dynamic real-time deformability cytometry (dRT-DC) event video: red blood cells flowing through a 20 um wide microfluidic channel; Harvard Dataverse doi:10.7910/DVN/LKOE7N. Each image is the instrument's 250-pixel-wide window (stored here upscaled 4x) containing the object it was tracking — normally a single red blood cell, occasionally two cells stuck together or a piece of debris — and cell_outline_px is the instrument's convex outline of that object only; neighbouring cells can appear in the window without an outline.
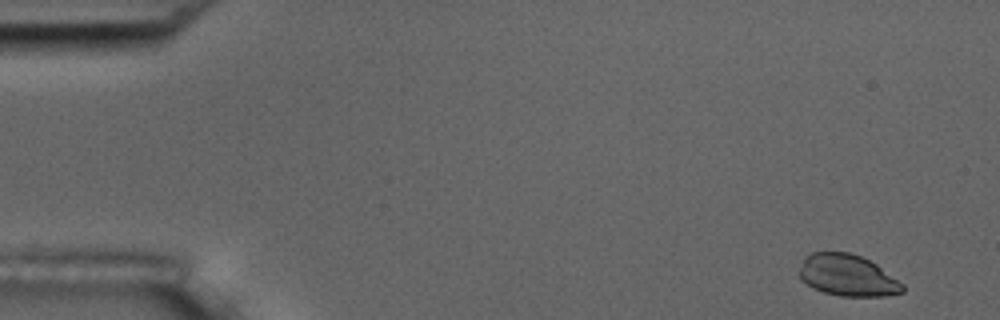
{"species": "common noctule bat (a hibernating species)", "species_latin": "Nyctalus noctula", "temperature_condition": "room temperature", "stored_images_in_passage": 55, "camera_frame_rate_fps": 3000, "um_per_image_px": 0.085, "animal": {"sex": "male", "body_mass_g": 17.5, "forearm_length_mm": 52.3}, "frame": {"image": 1, "passage_image": 3, "time_ms": 0.667, "image_size_px": [1000, 320], "cell_outline_px": [[904, 292], [884, 296], [840, 296], [824, 292], [812, 288], [800, 280], [800, 268], [804, 256], [812, 252], [848, 252], [860, 256], [876, 264], [904, 284]], "centroid_in_image_um": [72.02, 23.41], "position_along_channel_um": 13.0, "area_um2": 25.03}}
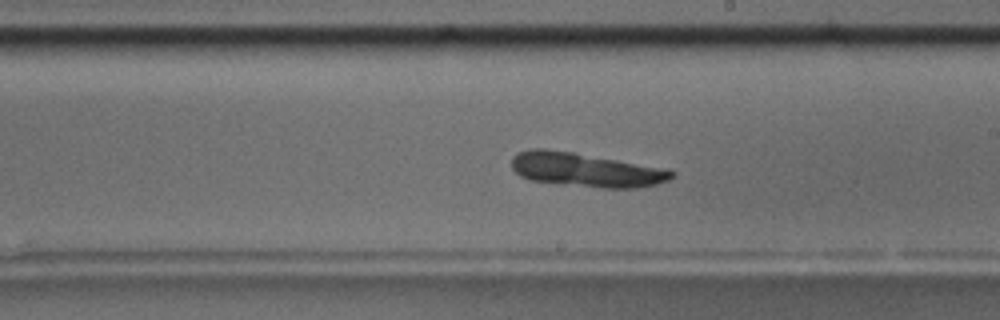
{"frame": {"image": 2, "passage_image": 32, "time_ms": 10.333, "image_size_px": [1000, 320], "cell_outline_px": [[676, 176], [668, 180], [656, 184], [636, 188], [604, 188], [528, 180], [520, 176], [512, 168], [512, 156], [516, 152], [528, 148], [544, 148], [572, 152], [668, 168], [676, 172]], "centroid_in_image_um": [49.8, 14.42], "position_along_channel_um": 239.2, "area_um2": 31.96}}
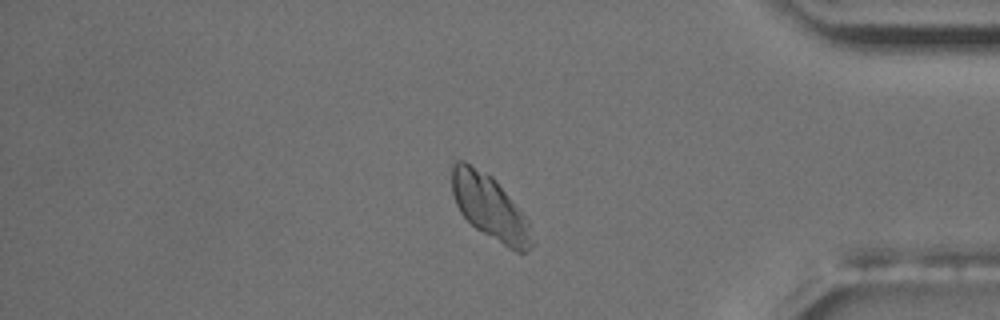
{"frame": {"image": 3, "passage_image": 47, "time_ms": 15.333, "image_size_px": [1000, 320], "cell_outline_px": [[532, 248], [528, 252], [516, 252], [508, 248], [476, 228], [460, 212], [456, 204], [452, 192], [452, 160], [464, 160], [492, 176], [528, 220], [532, 244]], "centroid_in_image_um": [41.61, 17.6], "position_along_channel_um": 393.6, "area_um2": 29.65}}